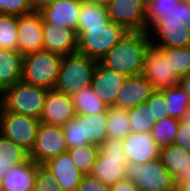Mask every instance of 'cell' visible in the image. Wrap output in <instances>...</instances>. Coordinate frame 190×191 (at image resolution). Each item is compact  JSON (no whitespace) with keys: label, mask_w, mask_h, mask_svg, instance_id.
Wrapping results in <instances>:
<instances>
[{"label":"cell","mask_w":190,"mask_h":191,"mask_svg":"<svg viewBox=\"0 0 190 191\" xmlns=\"http://www.w3.org/2000/svg\"><path fill=\"white\" fill-rule=\"evenodd\" d=\"M65 133L68 149L76 148L78 146H86L83 143L82 124L74 117L62 126Z\"/></svg>","instance_id":"obj_37"},{"label":"cell","mask_w":190,"mask_h":191,"mask_svg":"<svg viewBox=\"0 0 190 191\" xmlns=\"http://www.w3.org/2000/svg\"><path fill=\"white\" fill-rule=\"evenodd\" d=\"M18 52L23 56L43 50L42 17L39 12L18 16Z\"/></svg>","instance_id":"obj_13"},{"label":"cell","mask_w":190,"mask_h":191,"mask_svg":"<svg viewBox=\"0 0 190 191\" xmlns=\"http://www.w3.org/2000/svg\"><path fill=\"white\" fill-rule=\"evenodd\" d=\"M184 25L185 28L190 32V6L188 4H187L186 23Z\"/></svg>","instance_id":"obj_47"},{"label":"cell","mask_w":190,"mask_h":191,"mask_svg":"<svg viewBox=\"0 0 190 191\" xmlns=\"http://www.w3.org/2000/svg\"><path fill=\"white\" fill-rule=\"evenodd\" d=\"M67 151L68 145L63 128L41 122L34 145L29 152V159L37 164H44Z\"/></svg>","instance_id":"obj_10"},{"label":"cell","mask_w":190,"mask_h":191,"mask_svg":"<svg viewBox=\"0 0 190 191\" xmlns=\"http://www.w3.org/2000/svg\"><path fill=\"white\" fill-rule=\"evenodd\" d=\"M76 191H110V186L91 174L83 175Z\"/></svg>","instance_id":"obj_40"},{"label":"cell","mask_w":190,"mask_h":191,"mask_svg":"<svg viewBox=\"0 0 190 191\" xmlns=\"http://www.w3.org/2000/svg\"><path fill=\"white\" fill-rule=\"evenodd\" d=\"M40 119L7 111L0 104V133L30 152L40 126Z\"/></svg>","instance_id":"obj_9"},{"label":"cell","mask_w":190,"mask_h":191,"mask_svg":"<svg viewBox=\"0 0 190 191\" xmlns=\"http://www.w3.org/2000/svg\"><path fill=\"white\" fill-rule=\"evenodd\" d=\"M186 16L187 3L177 2L176 5L165 14V17L148 31L152 45L164 48L189 47L190 32L184 25L186 23Z\"/></svg>","instance_id":"obj_3"},{"label":"cell","mask_w":190,"mask_h":191,"mask_svg":"<svg viewBox=\"0 0 190 191\" xmlns=\"http://www.w3.org/2000/svg\"><path fill=\"white\" fill-rule=\"evenodd\" d=\"M32 12L30 0H0V14L21 16Z\"/></svg>","instance_id":"obj_39"},{"label":"cell","mask_w":190,"mask_h":191,"mask_svg":"<svg viewBox=\"0 0 190 191\" xmlns=\"http://www.w3.org/2000/svg\"><path fill=\"white\" fill-rule=\"evenodd\" d=\"M75 116L72 97L55 89H49L40 121L62 127Z\"/></svg>","instance_id":"obj_14"},{"label":"cell","mask_w":190,"mask_h":191,"mask_svg":"<svg viewBox=\"0 0 190 191\" xmlns=\"http://www.w3.org/2000/svg\"><path fill=\"white\" fill-rule=\"evenodd\" d=\"M142 75L155 90L178 85L179 78L170 72L168 59H164V47L151 46L146 53Z\"/></svg>","instance_id":"obj_12"},{"label":"cell","mask_w":190,"mask_h":191,"mask_svg":"<svg viewBox=\"0 0 190 191\" xmlns=\"http://www.w3.org/2000/svg\"><path fill=\"white\" fill-rule=\"evenodd\" d=\"M29 160V152L0 133V178L8 169Z\"/></svg>","instance_id":"obj_25"},{"label":"cell","mask_w":190,"mask_h":191,"mask_svg":"<svg viewBox=\"0 0 190 191\" xmlns=\"http://www.w3.org/2000/svg\"><path fill=\"white\" fill-rule=\"evenodd\" d=\"M1 180H2V179L0 178V191H2V189H1Z\"/></svg>","instance_id":"obj_51"},{"label":"cell","mask_w":190,"mask_h":191,"mask_svg":"<svg viewBox=\"0 0 190 191\" xmlns=\"http://www.w3.org/2000/svg\"><path fill=\"white\" fill-rule=\"evenodd\" d=\"M43 165L50 170L62 190H77L84 174L78 170L68 151L49 159Z\"/></svg>","instance_id":"obj_20"},{"label":"cell","mask_w":190,"mask_h":191,"mask_svg":"<svg viewBox=\"0 0 190 191\" xmlns=\"http://www.w3.org/2000/svg\"><path fill=\"white\" fill-rule=\"evenodd\" d=\"M176 191H190V180L188 182L179 183L176 186Z\"/></svg>","instance_id":"obj_46"},{"label":"cell","mask_w":190,"mask_h":191,"mask_svg":"<svg viewBox=\"0 0 190 191\" xmlns=\"http://www.w3.org/2000/svg\"><path fill=\"white\" fill-rule=\"evenodd\" d=\"M154 91V87L142 74L128 76L117 95L114 106L123 109L134 108L146 103Z\"/></svg>","instance_id":"obj_18"},{"label":"cell","mask_w":190,"mask_h":191,"mask_svg":"<svg viewBox=\"0 0 190 191\" xmlns=\"http://www.w3.org/2000/svg\"><path fill=\"white\" fill-rule=\"evenodd\" d=\"M164 93L166 103L168 104V117L181 120L186 114L189 106L188 95L179 87V85L161 90Z\"/></svg>","instance_id":"obj_28"},{"label":"cell","mask_w":190,"mask_h":191,"mask_svg":"<svg viewBox=\"0 0 190 191\" xmlns=\"http://www.w3.org/2000/svg\"><path fill=\"white\" fill-rule=\"evenodd\" d=\"M152 46L148 31H129L120 42L108 51L99 63L128 76L141 75L145 56Z\"/></svg>","instance_id":"obj_1"},{"label":"cell","mask_w":190,"mask_h":191,"mask_svg":"<svg viewBox=\"0 0 190 191\" xmlns=\"http://www.w3.org/2000/svg\"><path fill=\"white\" fill-rule=\"evenodd\" d=\"M38 164L32 160L14 166L1 180L2 191H34Z\"/></svg>","instance_id":"obj_22"},{"label":"cell","mask_w":190,"mask_h":191,"mask_svg":"<svg viewBox=\"0 0 190 191\" xmlns=\"http://www.w3.org/2000/svg\"><path fill=\"white\" fill-rule=\"evenodd\" d=\"M177 2L173 1H147L146 31H149Z\"/></svg>","instance_id":"obj_35"},{"label":"cell","mask_w":190,"mask_h":191,"mask_svg":"<svg viewBox=\"0 0 190 191\" xmlns=\"http://www.w3.org/2000/svg\"><path fill=\"white\" fill-rule=\"evenodd\" d=\"M164 59H168L170 72L179 79L190 73V46L185 48H164Z\"/></svg>","instance_id":"obj_29"},{"label":"cell","mask_w":190,"mask_h":191,"mask_svg":"<svg viewBox=\"0 0 190 191\" xmlns=\"http://www.w3.org/2000/svg\"><path fill=\"white\" fill-rule=\"evenodd\" d=\"M159 159L172 175L175 187L179 183L190 180V152L178 145H171L160 148Z\"/></svg>","instance_id":"obj_21"},{"label":"cell","mask_w":190,"mask_h":191,"mask_svg":"<svg viewBox=\"0 0 190 191\" xmlns=\"http://www.w3.org/2000/svg\"><path fill=\"white\" fill-rule=\"evenodd\" d=\"M110 191H140V189L129 179H123L110 186Z\"/></svg>","instance_id":"obj_42"},{"label":"cell","mask_w":190,"mask_h":191,"mask_svg":"<svg viewBox=\"0 0 190 191\" xmlns=\"http://www.w3.org/2000/svg\"><path fill=\"white\" fill-rule=\"evenodd\" d=\"M82 124L83 143L85 145L95 144L99 147L107 140V115L81 114L75 116Z\"/></svg>","instance_id":"obj_24"},{"label":"cell","mask_w":190,"mask_h":191,"mask_svg":"<svg viewBox=\"0 0 190 191\" xmlns=\"http://www.w3.org/2000/svg\"><path fill=\"white\" fill-rule=\"evenodd\" d=\"M128 111L131 133H150L152 131L155 121H151L150 107L147 103H142Z\"/></svg>","instance_id":"obj_34"},{"label":"cell","mask_w":190,"mask_h":191,"mask_svg":"<svg viewBox=\"0 0 190 191\" xmlns=\"http://www.w3.org/2000/svg\"><path fill=\"white\" fill-rule=\"evenodd\" d=\"M147 0H111L109 20L129 31H146Z\"/></svg>","instance_id":"obj_11"},{"label":"cell","mask_w":190,"mask_h":191,"mask_svg":"<svg viewBox=\"0 0 190 191\" xmlns=\"http://www.w3.org/2000/svg\"><path fill=\"white\" fill-rule=\"evenodd\" d=\"M62 55L46 50L23 56L22 80L28 84L53 89L61 67Z\"/></svg>","instance_id":"obj_6"},{"label":"cell","mask_w":190,"mask_h":191,"mask_svg":"<svg viewBox=\"0 0 190 191\" xmlns=\"http://www.w3.org/2000/svg\"><path fill=\"white\" fill-rule=\"evenodd\" d=\"M99 151V146L89 144L68 149L72 161L84 175L92 172L93 164Z\"/></svg>","instance_id":"obj_33"},{"label":"cell","mask_w":190,"mask_h":191,"mask_svg":"<svg viewBox=\"0 0 190 191\" xmlns=\"http://www.w3.org/2000/svg\"><path fill=\"white\" fill-rule=\"evenodd\" d=\"M122 142L128 162L145 164L159 158L160 147L151 133H129Z\"/></svg>","instance_id":"obj_16"},{"label":"cell","mask_w":190,"mask_h":191,"mask_svg":"<svg viewBox=\"0 0 190 191\" xmlns=\"http://www.w3.org/2000/svg\"><path fill=\"white\" fill-rule=\"evenodd\" d=\"M147 1H173V2H186L187 0H147Z\"/></svg>","instance_id":"obj_49"},{"label":"cell","mask_w":190,"mask_h":191,"mask_svg":"<svg viewBox=\"0 0 190 191\" xmlns=\"http://www.w3.org/2000/svg\"><path fill=\"white\" fill-rule=\"evenodd\" d=\"M126 78L127 76L123 73L106 68L98 62L91 87L108 107L114 106Z\"/></svg>","instance_id":"obj_15"},{"label":"cell","mask_w":190,"mask_h":191,"mask_svg":"<svg viewBox=\"0 0 190 191\" xmlns=\"http://www.w3.org/2000/svg\"><path fill=\"white\" fill-rule=\"evenodd\" d=\"M23 55L18 51L0 48V95L22 80Z\"/></svg>","instance_id":"obj_23"},{"label":"cell","mask_w":190,"mask_h":191,"mask_svg":"<svg viewBox=\"0 0 190 191\" xmlns=\"http://www.w3.org/2000/svg\"><path fill=\"white\" fill-rule=\"evenodd\" d=\"M182 122L188 123L190 125V107L187 109L186 114L181 119Z\"/></svg>","instance_id":"obj_48"},{"label":"cell","mask_w":190,"mask_h":191,"mask_svg":"<svg viewBox=\"0 0 190 191\" xmlns=\"http://www.w3.org/2000/svg\"><path fill=\"white\" fill-rule=\"evenodd\" d=\"M81 0H60L42 8L39 13L42 22L53 23L60 29L68 28L76 31L81 10Z\"/></svg>","instance_id":"obj_17"},{"label":"cell","mask_w":190,"mask_h":191,"mask_svg":"<svg viewBox=\"0 0 190 191\" xmlns=\"http://www.w3.org/2000/svg\"><path fill=\"white\" fill-rule=\"evenodd\" d=\"M32 7H33V12L37 11L39 12L42 8L49 6L53 2H57L60 0H30Z\"/></svg>","instance_id":"obj_44"},{"label":"cell","mask_w":190,"mask_h":191,"mask_svg":"<svg viewBox=\"0 0 190 191\" xmlns=\"http://www.w3.org/2000/svg\"><path fill=\"white\" fill-rule=\"evenodd\" d=\"M186 3L190 6V0H187Z\"/></svg>","instance_id":"obj_50"},{"label":"cell","mask_w":190,"mask_h":191,"mask_svg":"<svg viewBox=\"0 0 190 191\" xmlns=\"http://www.w3.org/2000/svg\"><path fill=\"white\" fill-rule=\"evenodd\" d=\"M174 144L190 152V125L180 120Z\"/></svg>","instance_id":"obj_41"},{"label":"cell","mask_w":190,"mask_h":191,"mask_svg":"<svg viewBox=\"0 0 190 191\" xmlns=\"http://www.w3.org/2000/svg\"><path fill=\"white\" fill-rule=\"evenodd\" d=\"M43 50L62 56L77 52V33L68 28L60 29L53 23L42 22Z\"/></svg>","instance_id":"obj_19"},{"label":"cell","mask_w":190,"mask_h":191,"mask_svg":"<svg viewBox=\"0 0 190 191\" xmlns=\"http://www.w3.org/2000/svg\"><path fill=\"white\" fill-rule=\"evenodd\" d=\"M98 60L78 52L62 57L61 67L53 89L69 96L91 86Z\"/></svg>","instance_id":"obj_4"},{"label":"cell","mask_w":190,"mask_h":191,"mask_svg":"<svg viewBox=\"0 0 190 191\" xmlns=\"http://www.w3.org/2000/svg\"><path fill=\"white\" fill-rule=\"evenodd\" d=\"M126 179L131 180L143 191H176L172 175L156 159L145 164L128 162L125 169Z\"/></svg>","instance_id":"obj_8"},{"label":"cell","mask_w":190,"mask_h":191,"mask_svg":"<svg viewBox=\"0 0 190 191\" xmlns=\"http://www.w3.org/2000/svg\"><path fill=\"white\" fill-rule=\"evenodd\" d=\"M76 115L105 113L109 108L91 86L71 95Z\"/></svg>","instance_id":"obj_26"},{"label":"cell","mask_w":190,"mask_h":191,"mask_svg":"<svg viewBox=\"0 0 190 191\" xmlns=\"http://www.w3.org/2000/svg\"><path fill=\"white\" fill-rule=\"evenodd\" d=\"M179 122V119L172 117H166L155 122L150 133L160 148L171 145L174 142Z\"/></svg>","instance_id":"obj_32"},{"label":"cell","mask_w":190,"mask_h":191,"mask_svg":"<svg viewBox=\"0 0 190 191\" xmlns=\"http://www.w3.org/2000/svg\"><path fill=\"white\" fill-rule=\"evenodd\" d=\"M127 32L123 26L111 20L102 26L77 27V52L99 61Z\"/></svg>","instance_id":"obj_2"},{"label":"cell","mask_w":190,"mask_h":191,"mask_svg":"<svg viewBox=\"0 0 190 191\" xmlns=\"http://www.w3.org/2000/svg\"><path fill=\"white\" fill-rule=\"evenodd\" d=\"M109 20L108 6L82 3L77 27L102 26Z\"/></svg>","instance_id":"obj_31"},{"label":"cell","mask_w":190,"mask_h":191,"mask_svg":"<svg viewBox=\"0 0 190 191\" xmlns=\"http://www.w3.org/2000/svg\"><path fill=\"white\" fill-rule=\"evenodd\" d=\"M111 0H81L82 3H92L99 6H108Z\"/></svg>","instance_id":"obj_45"},{"label":"cell","mask_w":190,"mask_h":191,"mask_svg":"<svg viewBox=\"0 0 190 191\" xmlns=\"http://www.w3.org/2000/svg\"><path fill=\"white\" fill-rule=\"evenodd\" d=\"M178 85L188 95V101L190 106V73L181 77L179 79Z\"/></svg>","instance_id":"obj_43"},{"label":"cell","mask_w":190,"mask_h":191,"mask_svg":"<svg viewBox=\"0 0 190 191\" xmlns=\"http://www.w3.org/2000/svg\"><path fill=\"white\" fill-rule=\"evenodd\" d=\"M34 191H64L56 183V178L43 164H38Z\"/></svg>","instance_id":"obj_38"},{"label":"cell","mask_w":190,"mask_h":191,"mask_svg":"<svg viewBox=\"0 0 190 191\" xmlns=\"http://www.w3.org/2000/svg\"><path fill=\"white\" fill-rule=\"evenodd\" d=\"M128 109L110 106L106 110L107 115V139L122 141L131 133Z\"/></svg>","instance_id":"obj_27"},{"label":"cell","mask_w":190,"mask_h":191,"mask_svg":"<svg viewBox=\"0 0 190 191\" xmlns=\"http://www.w3.org/2000/svg\"><path fill=\"white\" fill-rule=\"evenodd\" d=\"M128 163L123 150V142L107 139L100 147L93 164L92 176L100 179L106 185H114L126 179V165Z\"/></svg>","instance_id":"obj_7"},{"label":"cell","mask_w":190,"mask_h":191,"mask_svg":"<svg viewBox=\"0 0 190 191\" xmlns=\"http://www.w3.org/2000/svg\"><path fill=\"white\" fill-rule=\"evenodd\" d=\"M150 107L151 121L158 122L168 117L167 107L164 93L161 90H155L151 97L146 101Z\"/></svg>","instance_id":"obj_36"},{"label":"cell","mask_w":190,"mask_h":191,"mask_svg":"<svg viewBox=\"0 0 190 191\" xmlns=\"http://www.w3.org/2000/svg\"><path fill=\"white\" fill-rule=\"evenodd\" d=\"M18 16L0 14V48L18 51Z\"/></svg>","instance_id":"obj_30"},{"label":"cell","mask_w":190,"mask_h":191,"mask_svg":"<svg viewBox=\"0 0 190 191\" xmlns=\"http://www.w3.org/2000/svg\"><path fill=\"white\" fill-rule=\"evenodd\" d=\"M48 90L20 80L0 95V104L7 111L40 119Z\"/></svg>","instance_id":"obj_5"}]
</instances>
